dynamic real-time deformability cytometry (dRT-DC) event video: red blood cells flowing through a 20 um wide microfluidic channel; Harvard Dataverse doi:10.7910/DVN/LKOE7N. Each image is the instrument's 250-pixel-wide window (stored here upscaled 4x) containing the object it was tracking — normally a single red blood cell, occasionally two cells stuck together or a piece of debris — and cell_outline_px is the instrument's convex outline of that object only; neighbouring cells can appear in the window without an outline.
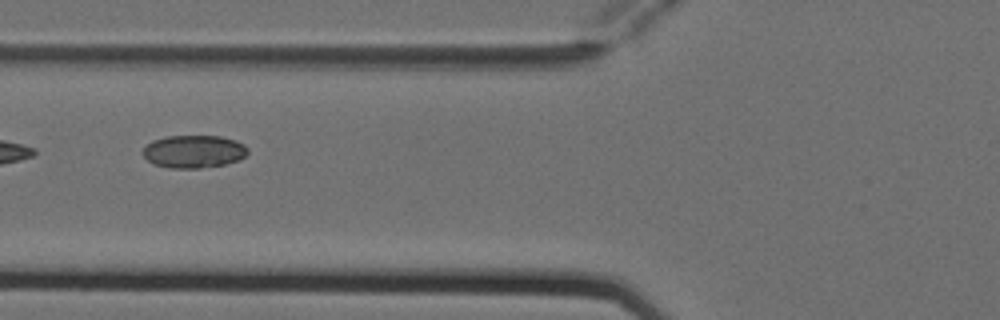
{"species": "Egyptian fruit bat (a non-hibernating species)", "species_latin": "Rousettus aegyptiacus", "temperature_condition": "cold", "stored_images_in_passage": 4, "camera_frame_rate_fps": 3000, "um_per_image_px": 0.085, "animal": {"sex": "female"}, "frame": {"image": 1, "passage_image": 2, "time_ms": 0.333, "image_size_px": [1000, 320], "cell_outline_px": [[248, 152], [240, 160], [224, 164], [200, 168], [168, 168], [152, 164], [140, 152], [152, 140], [168, 136], [220, 136], [236, 140], [244, 144], [248, 148]], "centroid_in_image_um": [16.46, 12.88], "position_along_channel_um": 109.3, "area_um2": 20.17}}
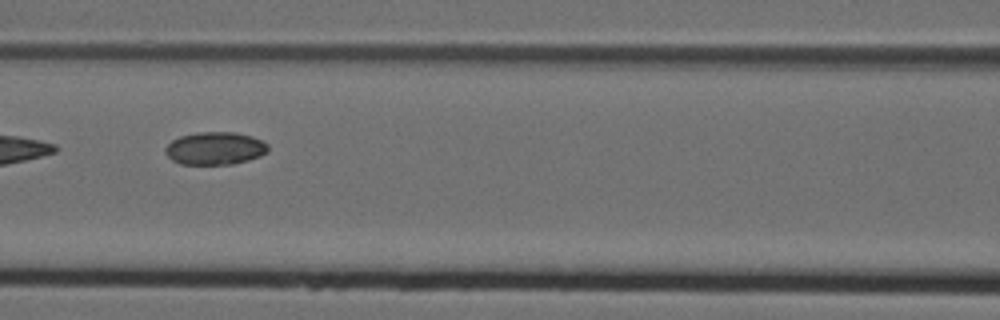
{"frame": {"image": 2, "passage_image": 3, "time_ms": 0.667, "image_size_px": [1000, 320], "cell_outline_px": [[268, 152], [260, 156], [248, 160], [232, 164], [180, 164], [172, 160], [164, 152], [164, 148], [172, 140], [180, 136], [196, 132], [236, 132], [252, 136], [264, 140], [268, 144]], "centroid_in_image_um": [18.29, 12.6], "position_along_channel_um": 148.3, "area_um2": 19.83}}
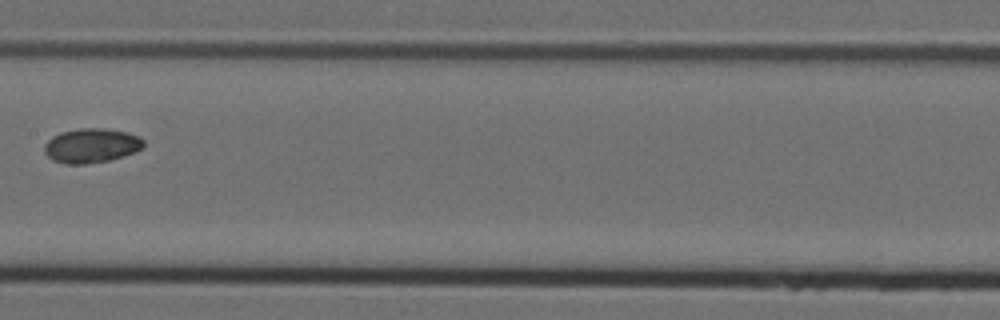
{"frame": {"image": 3, "passage_image": 4, "time_ms": 1.0, "image_size_px": [1000, 320], "cell_outline_px": [[144, 148], [136, 152], [108, 160], [84, 164], [64, 164], [52, 160], [44, 152], [44, 144], [52, 136], [60, 132], [80, 128], [104, 128], [128, 132], [140, 136], [144, 140]], "centroid_in_image_um": [7.77, 12.37], "position_along_channel_um": 199.6, "area_um2": 20.11}}